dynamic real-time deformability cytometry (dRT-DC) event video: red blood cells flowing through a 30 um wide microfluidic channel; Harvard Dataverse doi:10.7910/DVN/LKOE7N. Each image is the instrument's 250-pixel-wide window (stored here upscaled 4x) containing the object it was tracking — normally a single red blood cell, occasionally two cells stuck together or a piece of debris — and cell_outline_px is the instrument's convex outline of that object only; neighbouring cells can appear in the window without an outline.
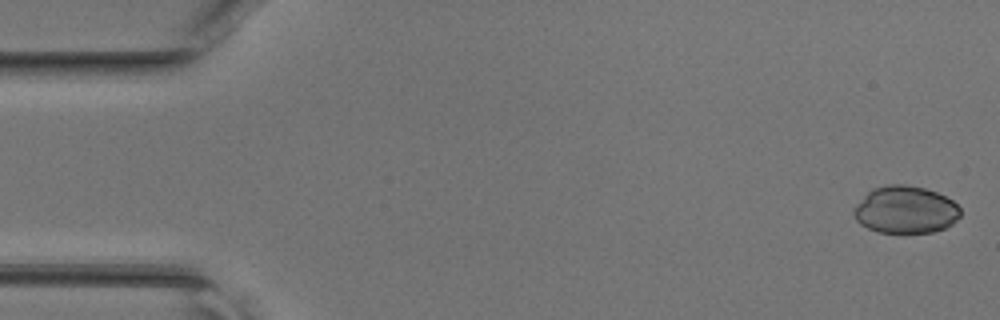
{"species": "common noctule bat (a hibernating species)", "species_latin": "Nyctalus noctula", "temperature_condition": "room temperature", "stored_images_in_passage": 46, "camera_frame_rate_fps": 3000, "um_per_image_px": 0.085, "animal": {"sex": "female", "body_mass_g": 17.0, "forearm_length_mm": 48.0}, "frame": {"image": 1, "passage_image": 1, "time_ms": 0.0, "image_size_px": [1000, 320], "cell_outline_px": [[960, 216], [952, 224], [944, 228], [932, 232], [904, 236], [880, 232], [868, 228], [860, 224], [856, 220], [852, 212], [852, 208], [872, 188], [888, 184], [904, 184], [924, 188], [936, 192], [952, 200], [960, 208]], "centroid_in_image_um": [76.94, 17.87], "position_along_channel_um": 8.1, "area_um2": 30.11}}
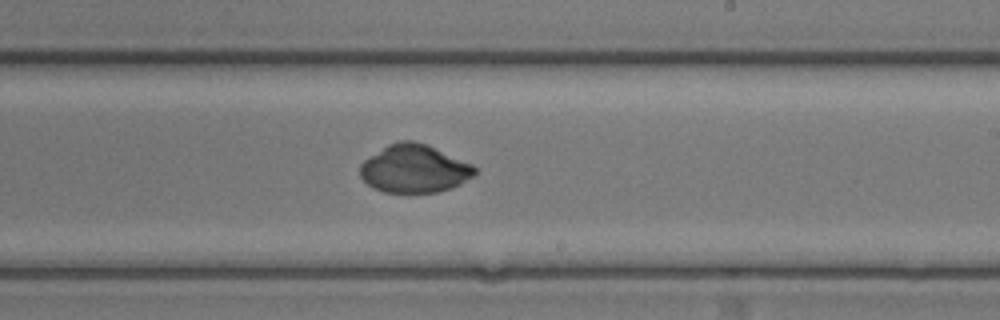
{"frame": {"image": 2, "passage_image": 27, "time_ms": 8.667, "image_size_px": [1000, 320], "cell_outline_px": [[476, 172], [472, 176], [460, 184], [452, 188], [436, 192], [384, 192], [372, 188], [360, 176], [360, 164], [364, 160], [388, 144], [400, 140], [412, 140], [428, 144], [472, 164], [476, 168]], "centroid_in_image_um": [35.21, 14.33], "position_along_channel_um": 253.8, "area_um2": 32.08}}
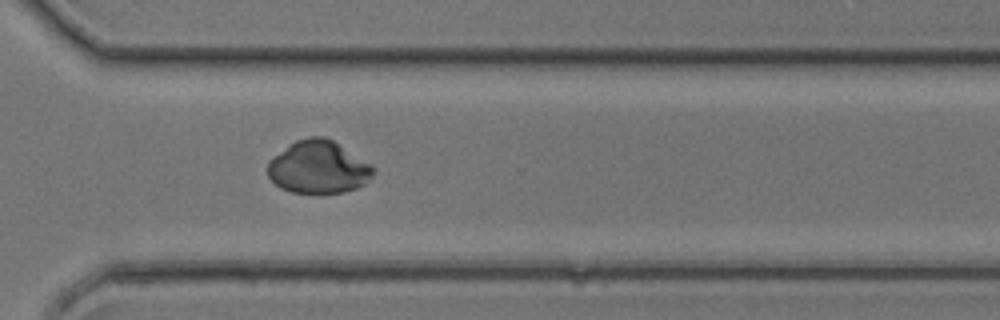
{"frame": {"image": 3, "passage_image": 33, "time_ms": 10.667, "image_size_px": [1000, 320], "cell_outline_px": [[376, 172], [364, 184], [356, 188], [344, 192], [292, 192], [280, 188], [268, 176], [268, 160], [296, 140], [308, 136], [324, 136], [332, 140], [372, 164], [376, 168]], "centroid_in_image_um": [27.08, 14.2], "position_along_channel_um": 343.5, "area_um2": 32.31}}